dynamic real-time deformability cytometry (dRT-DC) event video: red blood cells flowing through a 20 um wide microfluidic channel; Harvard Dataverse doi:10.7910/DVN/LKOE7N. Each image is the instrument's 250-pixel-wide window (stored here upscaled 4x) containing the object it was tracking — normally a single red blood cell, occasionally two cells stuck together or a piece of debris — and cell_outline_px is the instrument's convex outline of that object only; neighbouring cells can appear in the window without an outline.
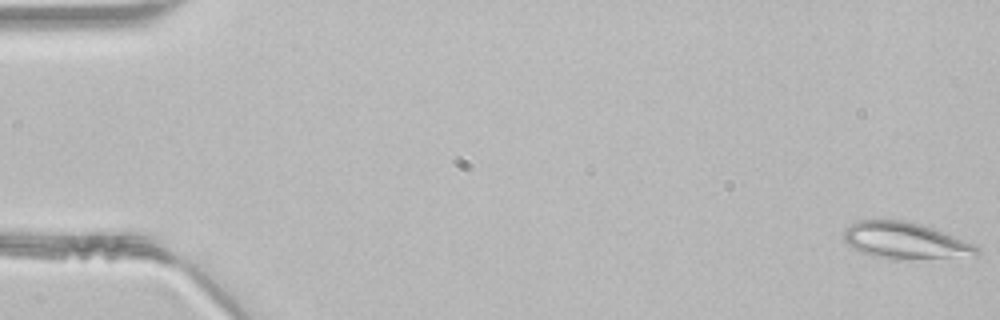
{"species": "common noctule bat (a hibernating species)", "species_latin": "Nyctalus noctula", "temperature_condition": "room temperature", "stored_images_in_passage": 47, "segment_of_instrument_passage": [1, 2], "camera_frame_rate_fps": 3000, "um_per_image_px": 0.085, "animal": {"sex": "male", "body_mass_g": 21.5, "forearm_length_mm": 52.0}, "frame": {"image": 1, "passage_image": 1, "time_ms": 0.0, "image_size_px": [1000, 320], "cell_outline_px": [[980, 252], [976, 256], [872, 256], [848, 244], [844, 240], [844, 228], [856, 220], [904, 220], [920, 224], [932, 228], [972, 244]], "centroid_in_image_um": [76.85, 20.38], "position_along_channel_um": 8.2, "area_um2": 26.53}}
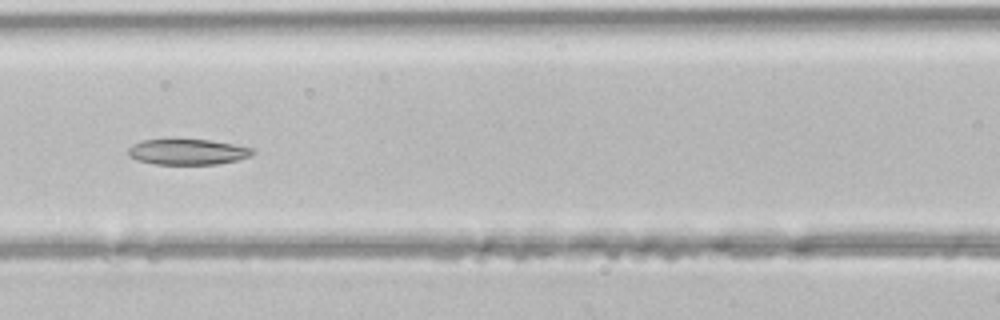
{"frame": {"image": 2, "passage_image": 21, "time_ms": 6.667, "image_size_px": [1000, 320], "cell_outline_px": [[256, 152], [252, 156], [236, 160], [216, 164], [156, 164], [136, 160], [128, 156], [128, 148], [132, 144], [144, 140], [208, 140], [232, 144], [252, 148]], "centroid_in_image_um": [15.94, 12.92], "position_along_channel_um": 150.7, "area_um2": 18.44}}
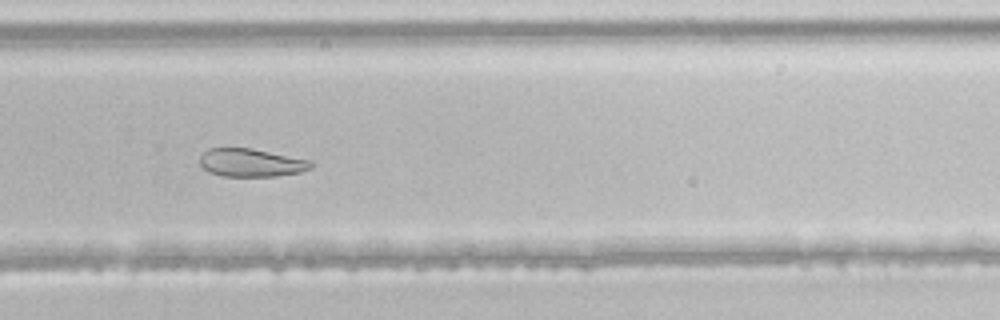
{"frame": {"image": 3, "passage_image": 32, "time_ms": 10.333, "image_size_px": [1000, 320], "cell_outline_px": [[312, 168], [300, 172], [276, 176], [220, 176], [208, 172], [200, 164], [200, 156], [208, 148], [252, 148], [312, 160]], "centroid_in_image_um": [21.35, 13.83], "position_along_channel_um": 308.4, "area_um2": 18.32}}